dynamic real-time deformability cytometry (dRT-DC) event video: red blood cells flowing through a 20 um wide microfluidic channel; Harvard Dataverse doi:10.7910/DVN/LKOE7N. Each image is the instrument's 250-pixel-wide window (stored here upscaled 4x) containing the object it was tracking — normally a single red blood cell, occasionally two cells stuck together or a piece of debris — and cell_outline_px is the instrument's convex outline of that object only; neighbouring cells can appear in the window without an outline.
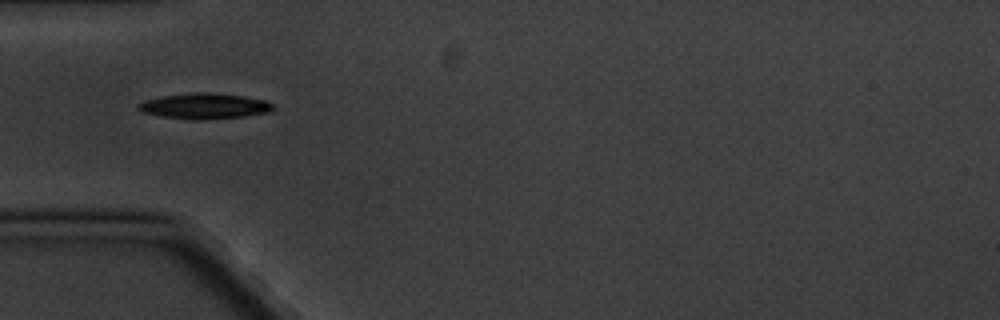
{"species": "common noctule bat (a hibernating species)", "species_latin": "Nyctalus noctula", "temperature_condition": "cold", "stored_images_in_passage": 2, "camera_frame_rate_fps": 3000, "um_per_image_px": 0.085, "animal": {"sex": "male", "body_mass_g": 20.1, "forearm_length_mm": 53.5}, "frame": {"image": 1, "passage_image": 1, "time_ms": 0.0, "image_size_px": [1000, 320], "cell_outline_px": [[272, 108], [268, 112], [244, 116], [164, 116], [144, 112], [136, 108], [136, 104], [144, 100], [164, 96], [196, 92], [208, 92], [244, 96], [264, 100], [272, 104]], "centroid_in_image_um": [17.37, 8.94], "position_along_channel_um": 67.6, "area_um2": 18.55}}